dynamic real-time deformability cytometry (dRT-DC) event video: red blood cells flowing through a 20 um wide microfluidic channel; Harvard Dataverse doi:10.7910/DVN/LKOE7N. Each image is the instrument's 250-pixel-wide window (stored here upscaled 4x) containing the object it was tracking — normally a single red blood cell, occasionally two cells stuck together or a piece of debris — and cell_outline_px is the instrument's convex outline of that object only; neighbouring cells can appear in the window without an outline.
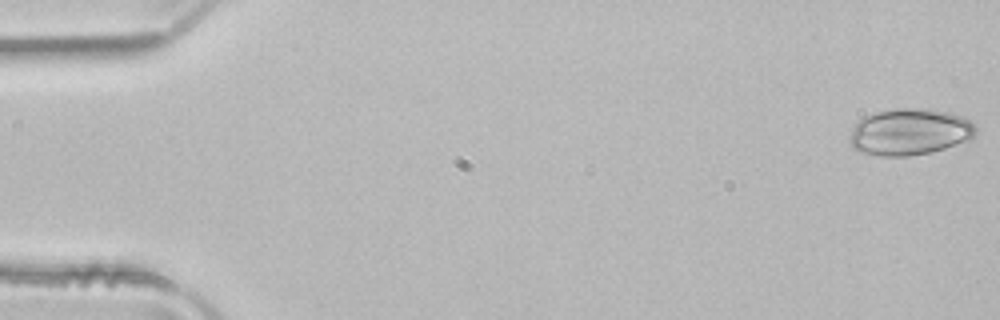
{"species": "common noctule bat (a hibernating species)", "species_latin": "Nyctalus noctula", "temperature_condition": "room temperature", "stored_images_in_passage": 51, "camera_frame_rate_fps": 3000, "um_per_image_px": 0.085, "animal": {"sex": "male", "body_mass_g": 21.5, "forearm_length_mm": 52.0}, "frame": {"image": 1, "passage_image": 1, "time_ms": 0.0, "image_size_px": [1000, 320], "cell_outline_px": [[976, 132], [968, 140], [932, 152], [908, 156], [880, 156], [860, 152], [852, 148], [852, 132], [856, 124], [864, 116], [876, 112], [896, 108], [928, 108], [948, 112], [964, 116], [976, 124]], "centroid_in_image_um": [77.36, 11.2], "position_along_channel_um": 7.6, "area_um2": 34.16}}
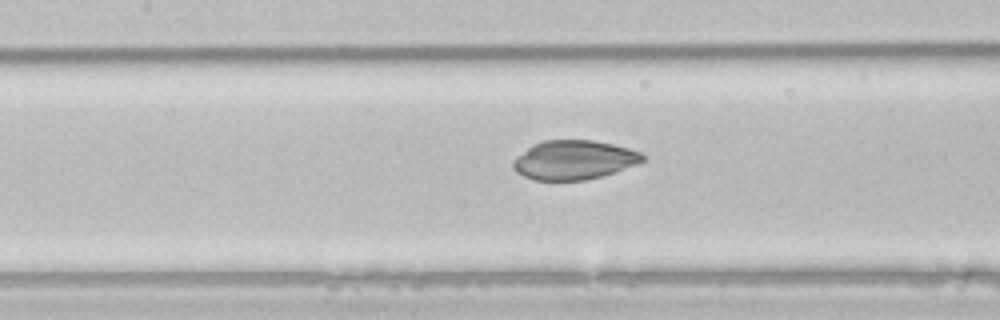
{"frame": {"image": 2, "passage_image": 23, "time_ms": 7.333, "image_size_px": [1000, 320], "cell_outline_px": [[644, 160], [636, 164], [616, 172], [584, 180], [536, 180], [524, 176], [516, 172], [512, 168], [512, 160], [516, 156], [532, 144], [544, 140], [592, 140], [612, 144], [628, 148], [640, 152], [644, 156]], "centroid_in_image_um": [48.74, 13.59], "position_along_channel_um": 158.7, "area_um2": 29.54}}
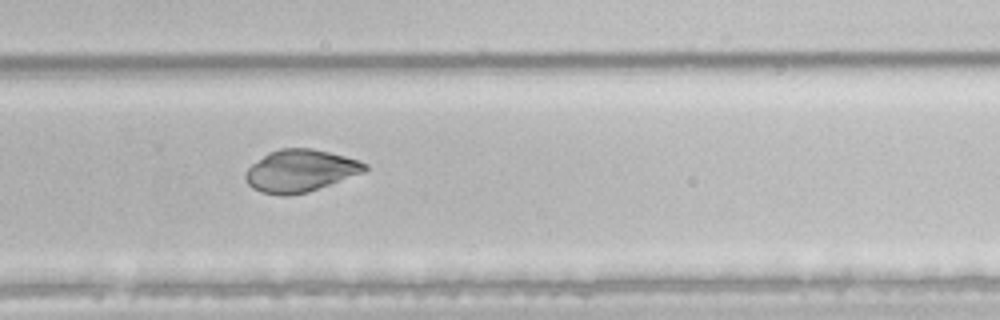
{"frame": {"image": 3, "passage_image": 34, "time_ms": 11.0, "image_size_px": [1000, 320], "cell_outline_px": [[368, 168], [364, 172], [308, 192], [288, 196], [280, 196], [260, 192], [252, 188], [248, 184], [244, 176], [244, 172], [252, 164], [268, 152], [280, 148], [312, 148], [360, 160], [368, 164]], "centroid_in_image_um": [25.5, 14.52], "position_along_channel_um": 304.3, "area_um2": 29.54}}